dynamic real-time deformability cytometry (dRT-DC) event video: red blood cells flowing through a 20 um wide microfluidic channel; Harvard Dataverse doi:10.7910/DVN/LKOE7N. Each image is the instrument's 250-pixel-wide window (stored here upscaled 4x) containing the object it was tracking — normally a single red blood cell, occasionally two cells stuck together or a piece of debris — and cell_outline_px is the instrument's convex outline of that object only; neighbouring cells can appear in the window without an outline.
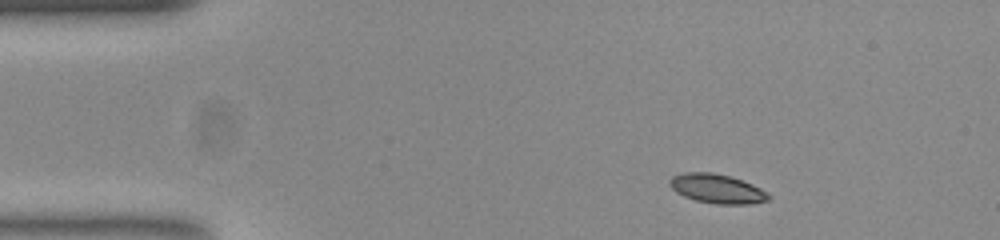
{"species": "common noctule bat (a hibernating species)", "species_latin": "Nyctalus noctula", "temperature_condition": "room temperature", "stored_images_in_passage": 46, "camera_frame_rate_fps": 3000, "um_per_image_px": 0.085, "animal": {"sex": "female", "body_mass_g": 23.0, "forearm_length_mm": 53.4}, "frame": {"image": 1, "passage_image": 1, "time_ms": 0.0, "image_size_px": [1000, 240], "cell_outline_px": [[772, 196], [768, 200], [748, 204], [716, 204], [696, 200], [684, 196], [676, 192], [668, 184], [668, 180], [672, 176], [684, 172], [712, 172], [728, 176], [752, 184], [768, 192]], "centroid_in_image_um": [60.93, 16.04], "position_along_channel_um": 24.1, "area_um2": 16.82}}
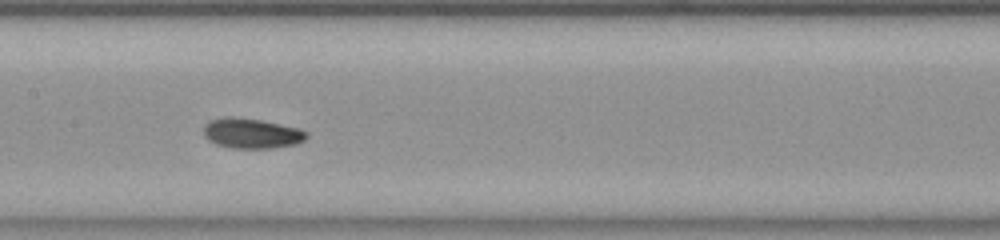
{"frame": {"image": 2, "passage_image": 19, "time_ms": 6.0, "image_size_px": [1000, 240], "cell_outline_px": [[308, 136], [304, 140], [296, 144], [272, 148], [232, 148], [216, 144], [208, 140], [204, 136], [204, 124], [208, 120], [224, 116], [232, 116], [260, 120], [300, 128], [308, 132]], "centroid_in_image_um": [21.37, 11.32], "position_along_channel_um": 186.0, "area_um2": 18.26}}
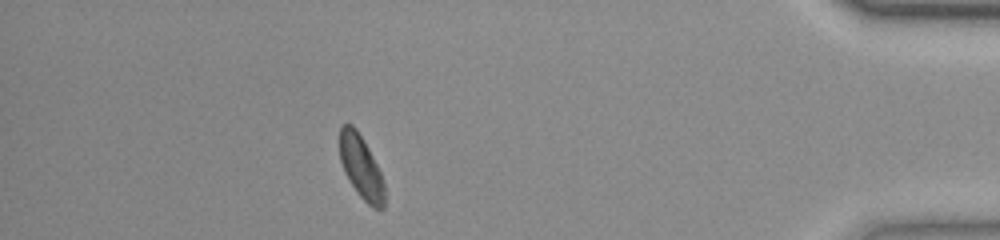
{"frame": {"image": 3, "passage_image": 40, "time_ms": 13.0, "image_size_px": [1000, 240], "cell_outline_px": [[384, 208], [372, 208], [360, 196], [344, 172], [340, 160], [340, 124], [352, 124], [356, 128], [364, 140], [380, 172], [384, 184]], "centroid_in_image_um": [30.68, 14.17], "position_along_channel_um": 404.5, "area_um2": 16.3}, "authors_computed_cell_mechanics": {"area_um2": 17.2822, "velocity_mm_per_s": 3.8544, "shape_relaxation_time_tau1_ms": 2.7461, "shape_relaxation_time_tau2_ms": null, "deformation_change_tau1": 0.112, "deformation_change_tau2": null}}